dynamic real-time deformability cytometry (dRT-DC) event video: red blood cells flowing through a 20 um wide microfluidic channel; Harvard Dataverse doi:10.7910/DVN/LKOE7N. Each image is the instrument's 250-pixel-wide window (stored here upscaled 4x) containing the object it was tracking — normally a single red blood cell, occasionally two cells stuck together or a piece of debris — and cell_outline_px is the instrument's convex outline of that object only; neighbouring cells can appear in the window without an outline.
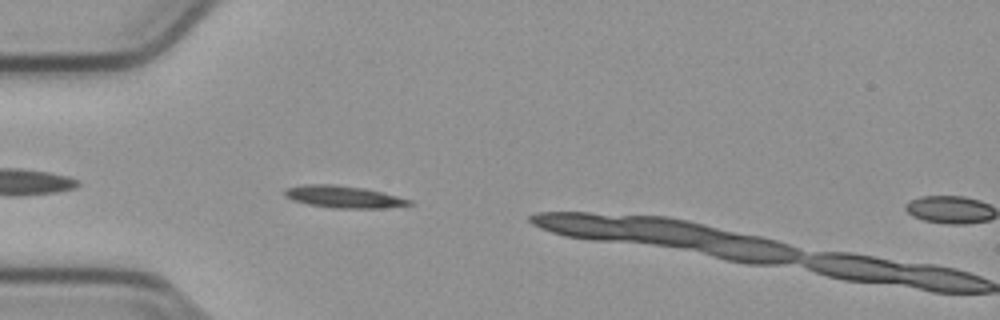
{"species": "common noctule bat (a hibernating species)", "species_latin": "Nyctalus noctula", "temperature_condition": "cold", "stored_images_in_passage": 5, "camera_frame_rate_fps": 3000, "um_per_image_px": 0.085, "animal": {"sex": "male", "body_mass_g": 23.1, "forearm_length_mm": 52.7}, "frame": {"image": 1, "passage_image": 4, "time_ms": 1.0, "image_size_px": [1000, 320], "cell_outline_px": [[416, 204], [384, 208], [332, 208], [308, 204], [292, 200], [284, 196], [284, 188], [304, 184], [336, 184], [364, 188], [412, 200]], "centroid_in_image_um": [29.18, 16.72], "position_along_channel_um": 55.8, "area_um2": 16.13}}